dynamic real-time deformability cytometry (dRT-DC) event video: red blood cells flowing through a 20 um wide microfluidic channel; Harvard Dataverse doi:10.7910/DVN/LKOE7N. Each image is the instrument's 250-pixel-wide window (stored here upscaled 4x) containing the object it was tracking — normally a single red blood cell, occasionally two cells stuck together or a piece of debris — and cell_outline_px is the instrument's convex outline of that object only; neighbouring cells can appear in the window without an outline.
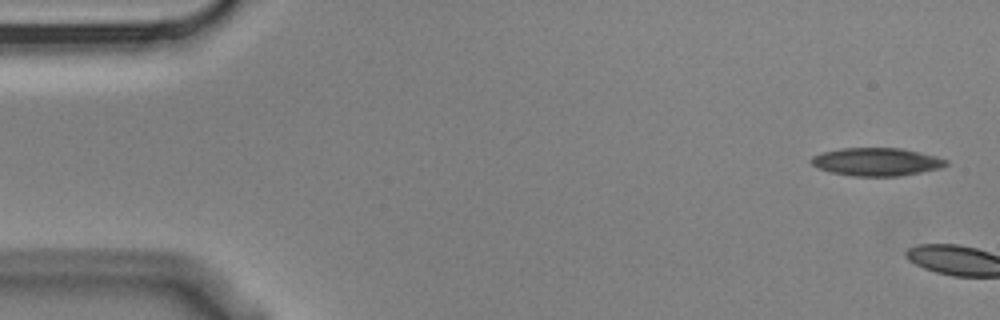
{"species": "Egyptian fruit bat (a non-hibernating species)", "species_latin": "Rousettus aegyptiacus", "temperature_condition": "cold", "stored_images_in_passage": 4, "camera_frame_rate_fps": 3000, "um_per_image_px": 0.085, "animal": {"sex": "male"}, "frame": {"image": 1, "passage_image": 1, "time_ms": 0.0, "image_size_px": [1000, 320], "cell_outline_px": [[948, 164], [940, 168], [920, 172], [896, 176], [852, 176], [832, 172], [816, 168], [808, 160], [812, 156], [820, 152], [840, 148], [900, 148], [920, 152], [936, 156], [948, 160]], "centroid_in_image_um": [74.45, 13.74], "position_along_channel_um": 10.5, "area_um2": 22.08}}